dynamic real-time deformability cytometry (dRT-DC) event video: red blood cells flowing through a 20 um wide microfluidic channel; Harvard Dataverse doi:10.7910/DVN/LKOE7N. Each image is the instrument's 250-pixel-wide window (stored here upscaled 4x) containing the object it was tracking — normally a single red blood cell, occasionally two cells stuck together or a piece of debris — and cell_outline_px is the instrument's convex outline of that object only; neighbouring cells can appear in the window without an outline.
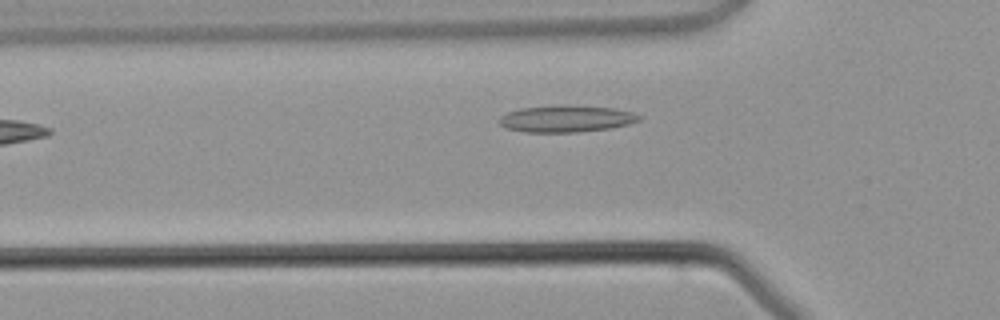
{"species": "common noctule bat (a hibernating species)", "species_latin": "Nyctalus noctula", "temperature_condition": "warm", "stored_images_in_passage": 3, "camera_frame_rate_fps": 3000, "um_per_image_px": 0.085, "animal": {"sex": "male", "body_mass_g": 21.5, "forearm_length_mm": 52.0}, "frame": {"image": 1, "passage_image": 3, "time_ms": 2.667, "image_size_px": [1000, 320], "cell_outline_px": [[640, 120], [628, 124], [612, 128], [576, 132], [524, 132], [508, 128], [500, 124], [496, 120], [500, 116], [508, 112], [520, 108], [564, 104], [568, 104], [616, 108], [632, 112], [640, 116]], "centroid_in_image_um": [48.12, 10.08], "position_along_channel_um": 77.7, "area_um2": 22.08}}